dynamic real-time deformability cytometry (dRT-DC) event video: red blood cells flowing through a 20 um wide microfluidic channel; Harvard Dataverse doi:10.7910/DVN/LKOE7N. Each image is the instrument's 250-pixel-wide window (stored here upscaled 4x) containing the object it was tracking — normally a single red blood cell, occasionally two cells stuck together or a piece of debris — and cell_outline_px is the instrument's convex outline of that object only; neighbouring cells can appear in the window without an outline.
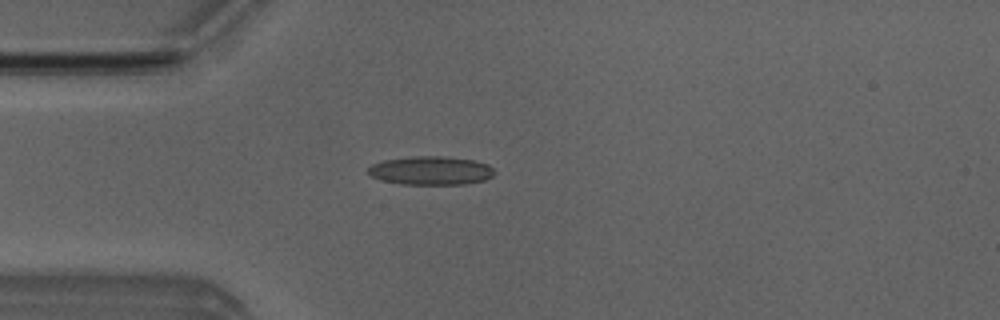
{"species": "Egyptian fruit bat (a non-hibernating species)", "species_latin": "Rousettus aegyptiacus", "temperature_condition": "room temperature", "stored_images_in_passage": 50, "camera_frame_rate_fps": 3000, "um_per_image_px": 0.085, "animal": {"sex": "male"}, "frame": {"image": 1, "passage_image": 13, "time_ms": 4.0, "image_size_px": [1000, 320], "cell_outline_px": [[496, 172], [492, 176], [484, 180], [464, 184], [404, 184], [384, 180], [372, 176], [364, 172], [372, 164], [384, 160], [416, 156], [444, 156], [476, 160], [488, 164]], "centroid_in_image_um": [36.64, 14.49], "position_along_channel_um": 48.4, "area_um2": 21.04}}
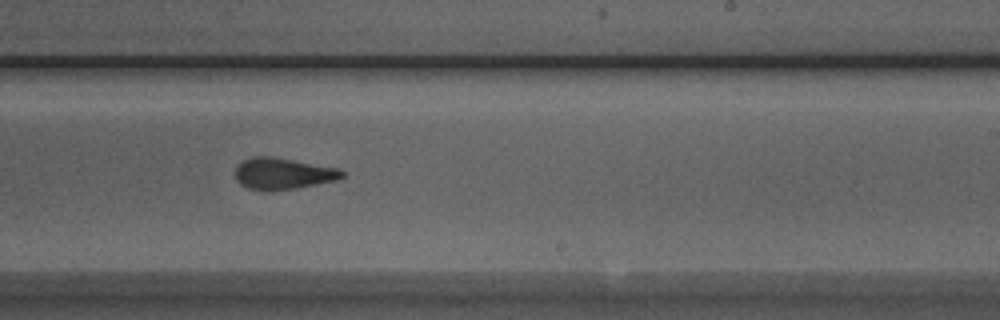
{"frame": {"image": 2, "passage_image": 30, "time_ms": 9.667, "image_size_px": [1000, 320], "cell_outline_px": [[344, 176], [340, 180], [296, 188], [272, 192], [268, 192], [248, 188], [240, 184], [236, 180], [236, 164], [240, 160], [252, 156], [272, 156], [340, 168], [344, 172]], "centroid_in_image_um": [24.04, 14.76], "position_along_channel_um": 265.0, "area_um2": 20.17}}
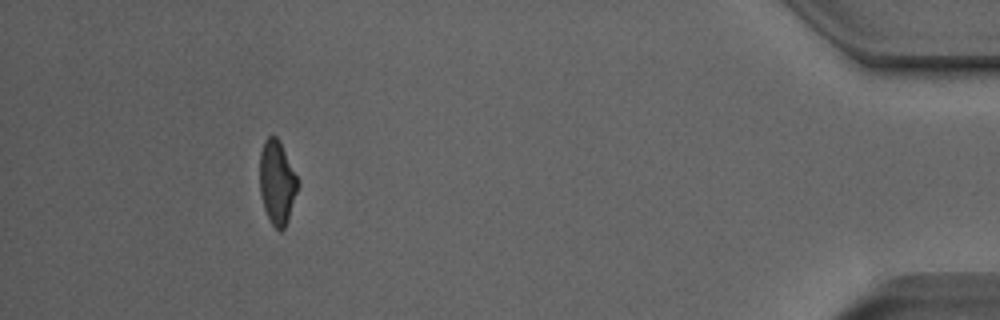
{"frame": {"image": 3, "passage_image": 46, "time_ms": 15.0, "image_size_px": [1000, 320], "cell_outline_px": [[300, 184], [288, 220], [284, 228], [280, 232], [272, 224], [264, 208], [260, 192], [260, 152], [264, 140], [268, 136], [276, 136], [280, 140]], "centroid_in_image_um": [23.56, 15.49], "position_along_channel_um": 411.6, "area_um2": 18.61}, "authors_computed_cell_mechanics": {"area_um2": 19.6809, "velocity_mm_per_s": 4.0074, "shape_relaxation_time_tau1_ms": 7.115, "shape_relaxation_time_tau2_ms": 1.4669, "deformation_change_tau1": 0.2238, "deformation_change_tau2": 0.105}}